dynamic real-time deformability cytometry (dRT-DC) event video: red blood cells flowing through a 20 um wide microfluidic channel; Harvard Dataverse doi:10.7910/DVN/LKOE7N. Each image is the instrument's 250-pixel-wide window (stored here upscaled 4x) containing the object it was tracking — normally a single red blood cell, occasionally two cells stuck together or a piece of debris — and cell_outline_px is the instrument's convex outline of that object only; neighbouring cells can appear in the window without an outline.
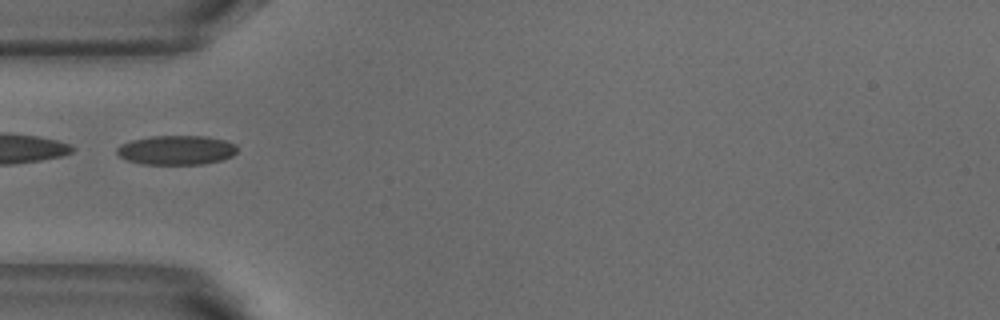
{"species": "common noctule bat (a hibernating species)", "species_latin": "Nyctalus noctula", "temperature_condition": "warm", "stored_images_in_passage": 2, "camera_frame_rate_fps": 3000, "um_per_image_px": 0.085, "animal": {"sex": "male", "body_mass_g": 18.8}, "frame": {"image": 1, "passage_image": 2, "time_ms": 0.333, "image_size_px": [1000, 320], "cell_outline_px": [[236, 152], [232, 156], [224, 160], [204, 164], [140, 164], [128, 160], [120, 156], [116, 152], [116, 148], [120, 144], [132, 140], [152, 136], [208, 136], [224, 140], [236, 144]], "centroid_in_image_um": [15.01, 12.76], "position_along_channel_um": 70.0, "area_um2": 20.69}}